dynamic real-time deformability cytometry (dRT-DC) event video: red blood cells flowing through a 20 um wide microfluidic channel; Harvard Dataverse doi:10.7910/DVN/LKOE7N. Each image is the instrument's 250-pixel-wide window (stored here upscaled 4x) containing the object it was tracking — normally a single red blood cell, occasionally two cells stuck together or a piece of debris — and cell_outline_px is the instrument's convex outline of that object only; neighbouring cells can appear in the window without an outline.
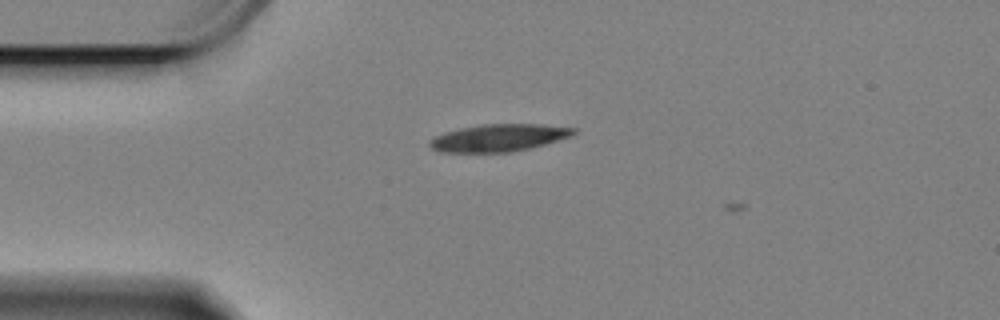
{"species": "Egyptian fruit bat (a non-hibernating species)", "species_latin": "Rousettus aegyptiacus", "temperature_condition": "cold", "stored_images_in_passage": 2, "camera_frame_rate_fps": 3000, "um_per_image_px": 0.085, "animal": {"sex": "female"}, "frame": {"image": 1, "passage_image": 1, "time_ms": 0.0, "image_size_px": [1000, 320], "cell_outline_px": [[576, 132], [568, 136], [544, 144], [512, 152], [440, 152], [432, 148], [428, 144], [428, 140], [444, 132], [460, 128], [480, 124], [540, 124], [576, 128]], "centroid_in_image_um": [42.33, 11.71], "position_along_channel_um": 42.7, "area_um2": 22.72}}